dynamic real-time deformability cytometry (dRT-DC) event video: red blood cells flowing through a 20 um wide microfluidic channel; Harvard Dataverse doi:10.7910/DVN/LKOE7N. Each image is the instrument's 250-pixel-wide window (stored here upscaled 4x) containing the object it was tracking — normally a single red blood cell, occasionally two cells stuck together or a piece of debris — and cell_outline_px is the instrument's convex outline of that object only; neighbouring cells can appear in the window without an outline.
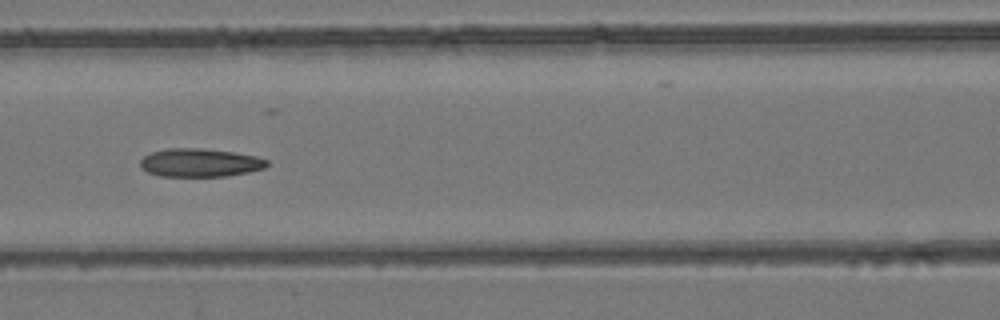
{"species": "common noctule bat (a hibernating species)", "species_latin": "Nyctalus noctula", "temperature_condition": "room temperature", "stored_images_in_passage": 7, "camera_frame_rate_fps": 3000, "um_per_image_px": 0.085, "animal": {"sex": "female", "body_mass_g": 24.6, "forearm_length_mm": 56.2}, "frame": {"image": 1, "passage_image": 7, "time_ms": 7.0, "image_size_px": [1000, 320], "cell_outline_px": [[268, 164], [264, 168], [248, 172], [224, 176], [160, 176], [148, 172], [140, 164], [140, 160], [144, 156], [152, 152], [168, 148], [200, 148], [232, 152], [256, 156], [268, 160]], "centroid_in_image_um": [17.0, 13.82], "position_along_channel_um": 149.6, "area_um2": 20.69}}